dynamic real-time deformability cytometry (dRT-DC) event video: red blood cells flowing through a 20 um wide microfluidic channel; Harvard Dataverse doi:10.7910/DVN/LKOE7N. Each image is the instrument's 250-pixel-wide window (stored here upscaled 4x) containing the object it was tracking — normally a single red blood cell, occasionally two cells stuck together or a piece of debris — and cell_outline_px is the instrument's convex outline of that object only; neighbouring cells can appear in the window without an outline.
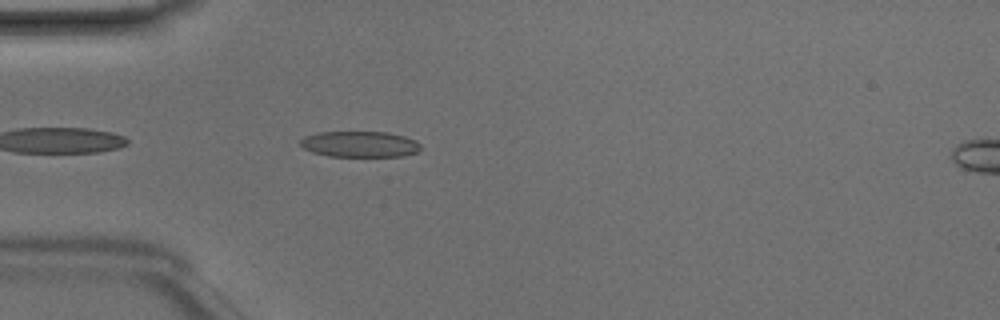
{"species": "Egyptian fruit bat (a non-hibernating species)", "species_latin": "Rousettus aegyptiacus", "temperature_condition": "room temperature", "stored_images_in_passage": 36, "camera_frame_rate_fps": 3000, "um_per_image_px": 0.085, "animal": {"sex": "male"}, "frame": {"image": 1, "passage_image": 2, "time_ms": 0.333, "image_size_px": [1000, 320], "cell_outline_px": [[420, 148], [416, 152], [404, 156], [328, 156], [312, 152], [304, 148], [300, 144], [300, 140], [304, 136], [320, 132], [388, 132], [404, 136], [416, 140], [420, 144]], "centroid_in_image_um": [30.58, 12.25], "position_along_channel_um": 54.4, "area_um2": 18.15}}
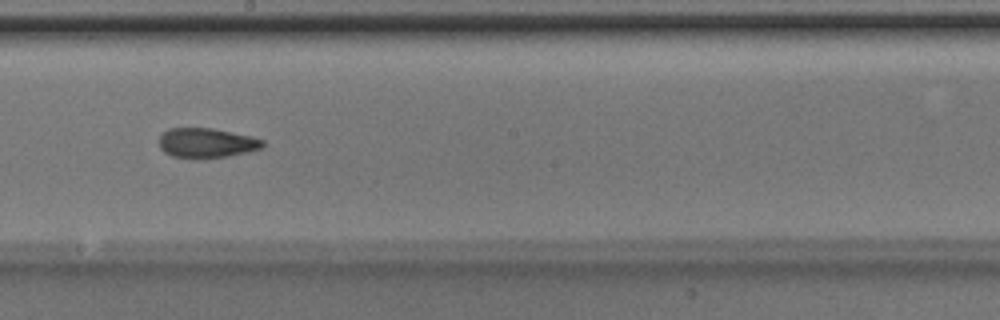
{"frame": {"image": 2, "passage_image": 15, "time_ms": 4.667, "image_size_px": [1000, 320], "cell_outline_px": [[264, 144], [260, 148], [248, 152], [224, 156], [172, 156], [164, 152], [160, 148], [160, 136], [168, 128], [212, 128], [252, 136], [264, 140]], "centroid_in_image_um": [17.57, 12.11], "position_along_channel_um": 230.6, "area_um2": 17.34}}
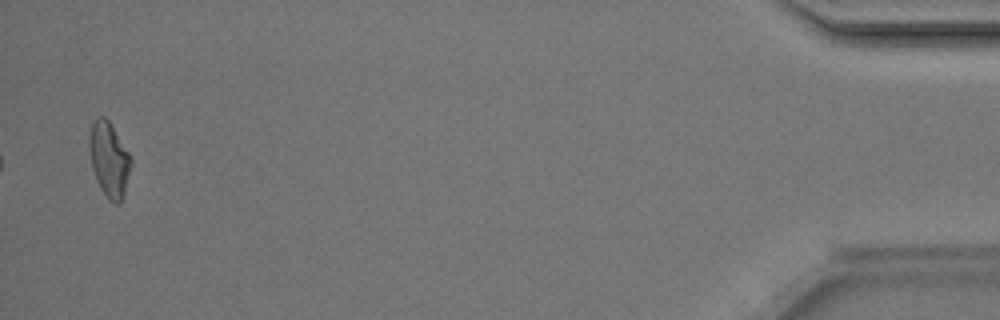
{"frame": {"image": 3, "passage_image": 35, "time_ms": 11.333, "image_size_px": [1000, 320], "cell_outline_px": [[132, 164], [124, 192], [120, 204], [116, 204], [108, 200], [100, 188], [96, 180], [92, 168], [88, 148], [88, 140], [92, 124], [100, 116], [104, 116], [108, 120], [128, 152], [132, 160]], "centroid_in_image_um": [9.26, 13.59], "position_along_channel_um": 425.9, "area_um2": 18.03}, "authors_computed_cell_mechanics": {"area_um2": 18.0336, "velocity_mm_per_s": 4.236, "shape_relaxation_time_tau1_ms": 4.7423, "shape_relaxation_time_tau2_ms": 2.4089, "deformation_change_tau1": 0.1626, "deformation_change_tau2": 0.0979}}